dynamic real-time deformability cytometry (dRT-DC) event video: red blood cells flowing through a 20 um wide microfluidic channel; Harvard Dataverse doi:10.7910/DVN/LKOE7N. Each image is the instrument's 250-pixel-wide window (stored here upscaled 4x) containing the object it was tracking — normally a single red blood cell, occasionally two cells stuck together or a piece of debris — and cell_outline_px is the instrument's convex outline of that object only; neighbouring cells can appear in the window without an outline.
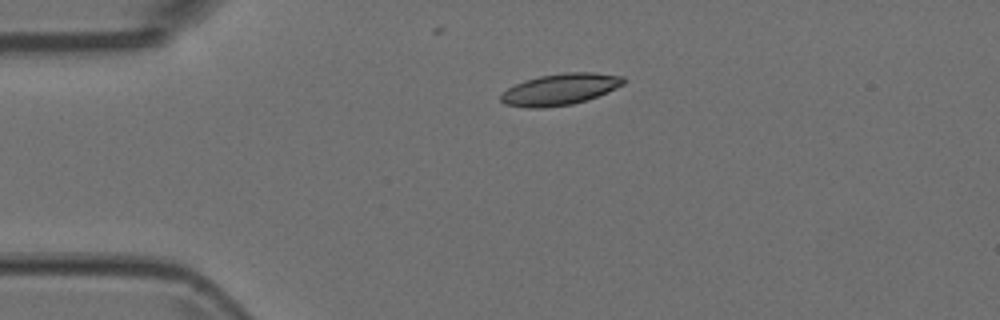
{"species": "Egyptian fruit bat (a non-hibernating species)", "species_latin": "Rousettus aegyptiacus", "temperature_condition": "room temperature", "stored_images_in_passage": 2, "camera_frame_rate_fps": 3000, "um_per_image_px": 0.085, "animal": {"sex": "female"}, "frame": {"image": 1, "passage_image": 1, "time_ms": 0.0, "image_size_px": [1000, 320], "cell_outline_px": [[624, 84], [596, 96], [572, 104], [544, 108], [524, 108], [504, 104], [500, 100], [500, 96], [508, 88], [524, 80], [540, 76], [564, 72], [596, 72], [624, 76]], "centroid_in_image_um": [47.57, 7.59], "position_along_channel_um": 37.4, "area_um2": 22.37}}